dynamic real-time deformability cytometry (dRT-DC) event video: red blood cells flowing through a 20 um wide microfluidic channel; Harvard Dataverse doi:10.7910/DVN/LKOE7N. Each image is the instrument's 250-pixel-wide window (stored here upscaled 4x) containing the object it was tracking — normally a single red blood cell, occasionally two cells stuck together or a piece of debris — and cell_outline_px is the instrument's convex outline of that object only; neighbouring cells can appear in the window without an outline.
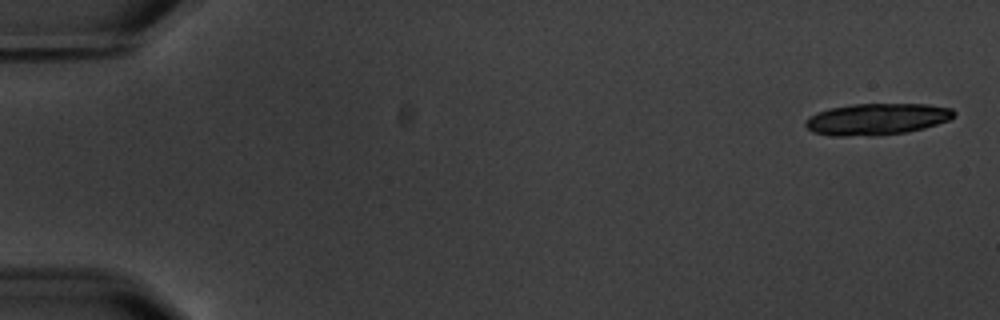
{"species": "common noctule bat (a hibernating species)", "species_latin": "Nyctalus noctula", "temperature_condition": "warm", "stored_images_in_passage": 10, "camera_frame_rate_fps": 3000, "um_per_image_px": 0.085, "animal": {"sex": "male", "body_mass_g": 20.1, "forearm_length_mm": 53.5}, "frame": {"image": 1, "passage_image": 1, "time_ms": 0.0, "image_size_px": [1000, 320], "cell_outline_px": [[956, 112], [948, 120], [924, 128], [908, 132], [876, 136], [832, 136], [812, 132], [804, 124], [804, 120], [808, 116], [816, 112], [828, 108], [852, 104], [928, 104], [952, 108]], "centroid_in_image_um": [74.48, 10.13], "position_along_channel_um": 10.5, "area_um2": 27.63}}
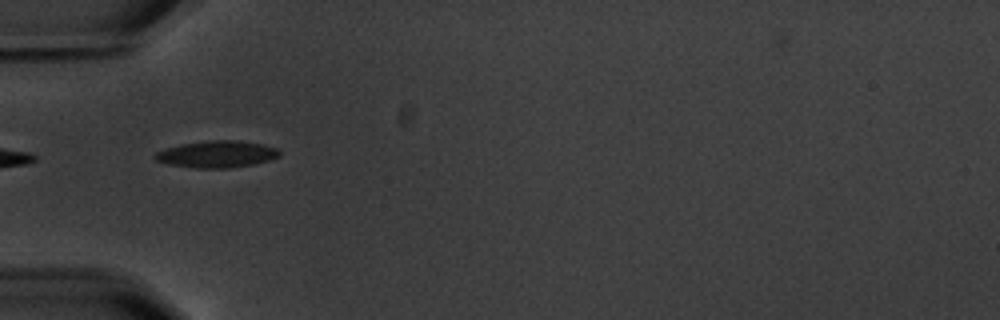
{"frame": {"image": 2, "passage_image": 6, "time_ms": 6.0, "image_size_px": [1000, 320], "cell_outline_px": [[280, 156], [268, 160], [252, 164], [232, 168], [196, 168], [168, 164], [156, 160], [152, 156], [156, 152], [164, 148], [184, 144], [208, 140], [240, 140], [260, 144], [276, 148], [280, 152]], "centroid_in_image_um": [18.4, 13.1], "position_along_channel_um": 66.6, "area_um2": 19.36}}
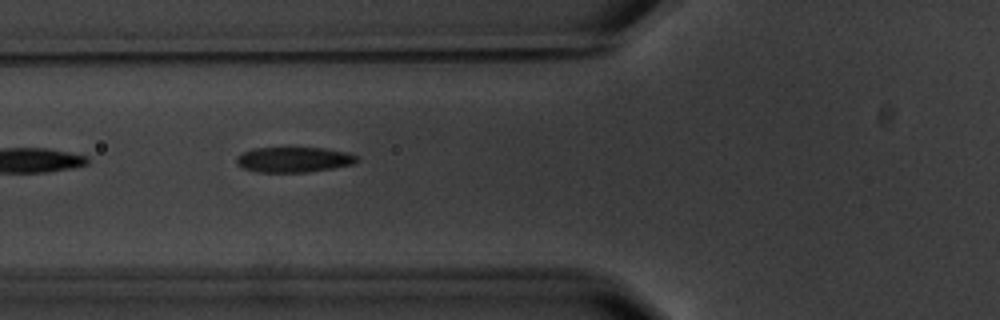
{"frame": {"image": 3, "passage_image": 7, "time_ms": 7.0, "image_size_px": [1000, 320], "cell_outline_px": [[356, 160], [352, 164], [332, 168], [308, 172], [256, 172], [244, 168], [236, 164], [236, 156], [252, 148], [324, 148], [348, 152], [356, 156]], "centroid_in_image_um": [24.92, 13.57], "position_along_channel_um": 100.9, "area_um2": 17.63}}